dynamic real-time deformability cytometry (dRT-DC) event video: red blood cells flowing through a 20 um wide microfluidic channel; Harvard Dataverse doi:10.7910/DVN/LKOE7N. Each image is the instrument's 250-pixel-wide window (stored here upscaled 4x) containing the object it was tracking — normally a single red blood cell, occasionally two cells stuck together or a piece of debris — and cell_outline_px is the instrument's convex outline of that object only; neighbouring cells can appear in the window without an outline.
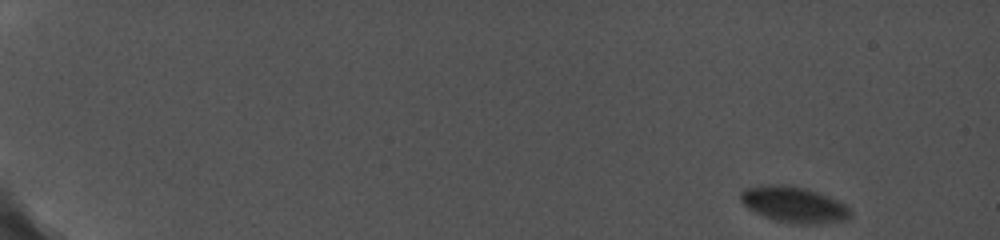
{"species": "common noctule bat (a hibernating species)", "species_latin": "Nyctalus noctula", "temperature_condition": "cold", "stored_images_in_passage": 71, "camera_frame_rate_fps": 5000, "um_per_image_px": 0.085, "animal": {"sex": "female", "body_mass_g": 19.0, "forearm_length_mm": 56.7}, "frame": {"image": 1, "passage_image": 1, "time_ms": 0.0, "image_size_px": [1000, 240], "cell_outline_px": [[848, 216], [840, 220], [812, 224], [792, 224], [776, 220], [756, 212], [744, 204], [740, 200], [740, 192], [748, 188], [768, 184], [788, 184], [808, 188], [836, 200], [844, 204], [848, 208]], "centroid_in_image_um": [67.43, 17.36], "position_along_channel_um": 17.6, "area_um2": 22.43}}
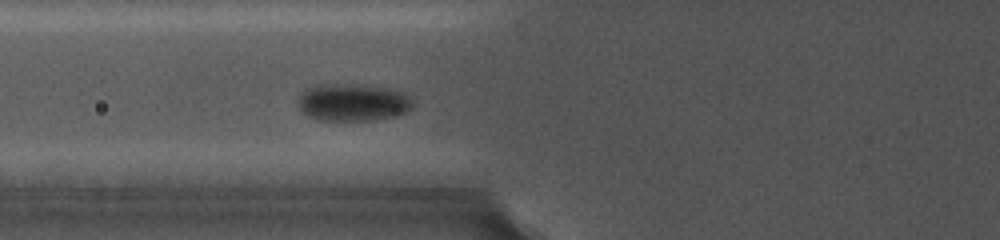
{"frame": {"image": 2, "passage_image": 27, "time_ms": 7.0, "image_size_px": [1000, 240], "cell_outline_px": [[412, 108], [396, 116], [372, 120], [316, 120], [308, 116], [300, 108], [300, 92], [304, 88], [316, 84], [360, 84], [392, 88], [404, 92], [412, 100]], "centroid_in_image_um": [29.99, 8.68], "position_along_channel_um": 95.8, "area_um2": 25.26}}
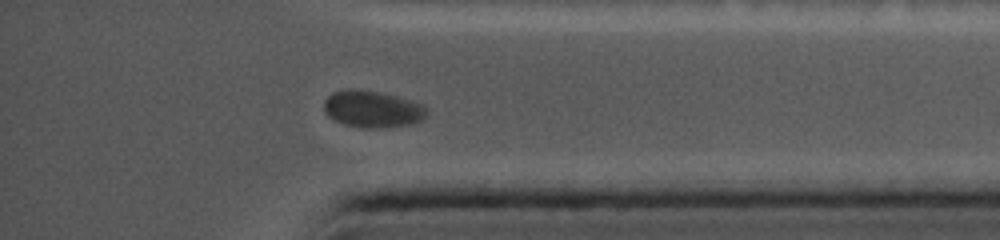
{"frame": {"image": 3, "passage_image": 64, "time_ms": 15.4, "image_size_px": [1000, 240], "cell_outline_px": [[428, 108], [424, 116], [420, 120], [408, 124], [384, 128], [364, 128], [344, 124], [328, 116], [324, 112], [324, 100], [332, 92], [344, 88], [352, 88], [380, 92], [396, 96], [420, 104]], "centroid_in_image_um": [31.59, 9.26], "position_along_channel_um": 403.6, "area_um2": 21.96}}